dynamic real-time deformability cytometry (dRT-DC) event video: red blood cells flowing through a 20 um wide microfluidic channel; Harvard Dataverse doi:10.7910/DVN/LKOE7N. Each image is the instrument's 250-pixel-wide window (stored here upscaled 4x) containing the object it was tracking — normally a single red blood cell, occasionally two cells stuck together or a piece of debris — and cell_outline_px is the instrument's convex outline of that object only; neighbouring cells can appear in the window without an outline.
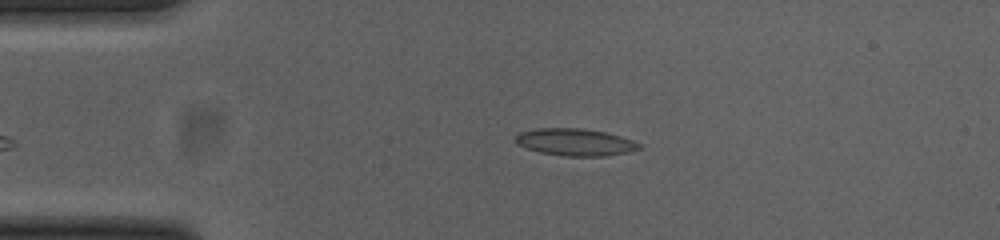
{"species": "common noctule bat (a hibernating species)", "species_latin": "Nyctalus noctula", "temperature_condition": "cold", "stored_images_in_passage": 45, "camera_frame_rate_fps": 3000, "um_per_image_px": 0.085, "animal": {"sex": "female", "body_mass_g": 23.0, "forearm_length_mm": 53.4}, "frame": {"image": 1, "passage_image": 4, "time_ms": 1.0, "image_size_px": [1000, 240], "cell_outline_px": [[644, 144], [640, 148], [628, 152], [604, 156], [564, 156], [540, 152], [516, 144], [512, 140], [520, 132], [540, 128], [580, 128], [604, 132], [620, 136]], "centroid_in_image_um": [48.89, 12.08], "position_along_channel_um": 36.1, "area_um2": 19.54}}
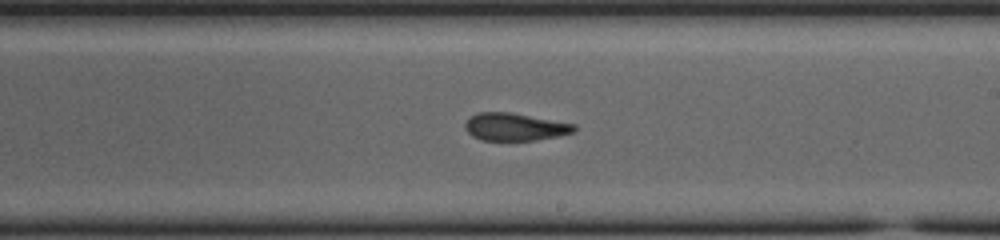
{"frame": {"image": 2, "passage_image": 23, "time_ms": 7.333, "image_size_px": [1000, 240], "cell_outline_px": [[576, 132], [536, 140], [484, 140], [472, 136], [464, 128], [464, 124], [476, 112], [512, 112], [576, 124]], "centroid_in_image_um": [43.78, 10.77], "position_along_channel_um": 245.2, "area_um2": 17.57}}
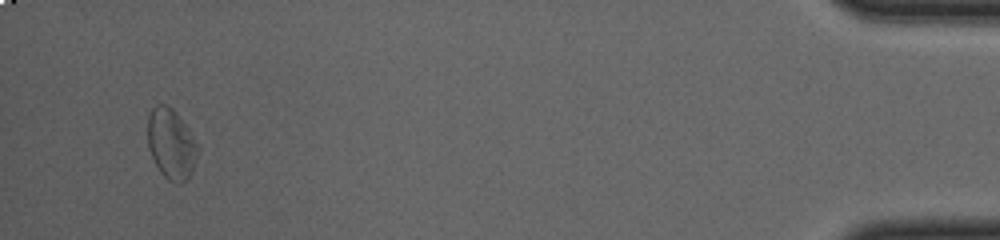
{"frame": {"image": 3, "passage_image": 43, "time_ms": 14.0, "image_size_px": [1000, 240], "cell_outline_px": [[200, 148], [192, 172], [180, 184], [176, 184], [168, 180], [160, 172], [148, 148], [148, 116], [152, 108], [156, 104], [168, 104], [180, 116], [188, 128]], "centroid_in_image_um": [14.56, 12.22], "position_along_channel_um": 420.6, "area_um2": 20.69}, "authors_computed_cell_mechanics": {"area_um2": 18.6116, "velocity_mm_per_s": 3.8491, "shape_relaxation_time_tau1_ms": null, "shape_relaxation_time_tau2_ms": 1.422, "deformation_change_tau1": null, "deformation_change_tau2": 0.071}}